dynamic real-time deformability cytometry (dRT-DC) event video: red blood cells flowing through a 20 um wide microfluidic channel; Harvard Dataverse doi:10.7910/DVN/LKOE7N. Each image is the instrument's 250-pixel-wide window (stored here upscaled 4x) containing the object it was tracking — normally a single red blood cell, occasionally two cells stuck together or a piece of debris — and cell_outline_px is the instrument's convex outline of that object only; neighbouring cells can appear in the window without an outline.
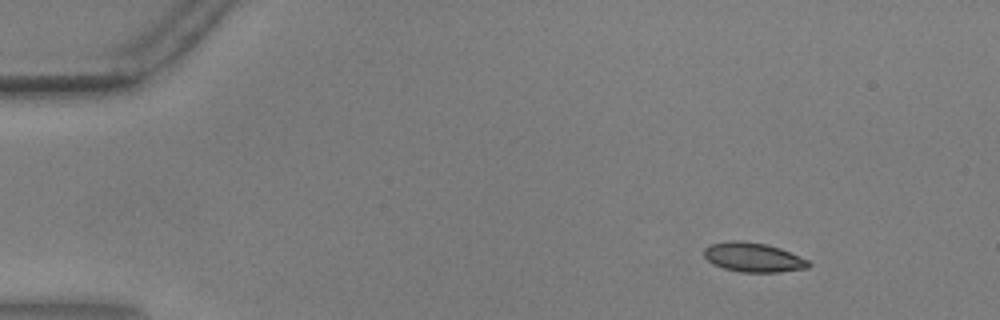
{"species": "common noctule bat (a hibernating species)", "species_latin": "Nyctalus noctula", "temperature_condition": "warm", "stored_images_in_passage": 56, "camera_frame_rate_fps": 3000, "um_per_image_px": 0.085, "animal": {"sex": "male", "body_mass_g": 17.9, "forearm_length_mm": 54.2}, "frame": {"image": 1, "passage_image": 7, "time_ms": 2.0, "image_size_px": [1000, 320], "cell_outline_px": [[812, 264], [808, 268], [780, 272], [740, 272], [724, 268], [712, 264], [704, 256], [704, 248], [708, 244], [728, 240], [740, 240], [764, 244], [780, 248], [800, 256], [808, 260]], "centroid_in_image_um": [64.01, 21.87], "position_along_channel_um": 21.0, "area_um2": 18.03}}
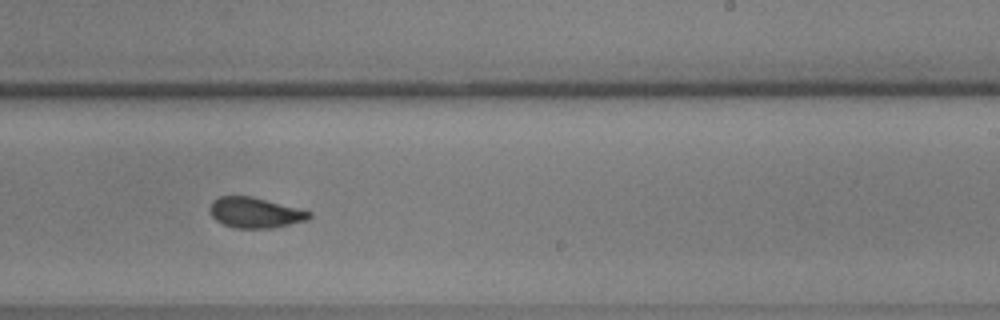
{"frame": {"image": 2, "passage_image": 35, "time_ms": 11.333, "image_size_px": [1000, 320], "cell_outline_px": [[312, 216], [308, 220], [272, 228], [232, 228], [216, 220], [212, 216], [208, 208], [212, 200], [220, 196], [252, 196], [312, 212]], "centroid_in_image_um": [21.66, 18.07], "position_along_channel_um": 267.3, "area_um2": 17.69}}
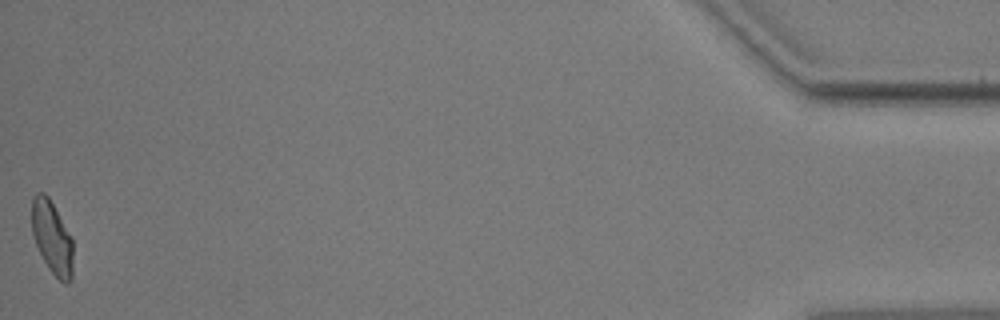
{"frame": {"image": 3, "passage_image": 56, "time_ms": 18.333, "image_size_px": [1000, 320], "cell_outline_px": [[72, 280], [68, 284], [64, 284], [48, 268], [36, 244], [32, 232], [32, 196], [36, 192], [44, 192], [48, 196], [72, 236]], "centroid_in_image_um": [4.43, 20.18], "position_along_channel_um": 430.8, "area_um2": 17.57}, "authors_computed_cell_mechanics": {"area_um2": 17.9758, "velocity_mm_per_s": 3.624, "shape_relaxation_time_tau1_ms": 10.0297, "shape_relaxation_time_tau2_ms": 1.4613, "deformation_change_tau1": 0.2031, "deformation_change_tau2": 0.0626}}